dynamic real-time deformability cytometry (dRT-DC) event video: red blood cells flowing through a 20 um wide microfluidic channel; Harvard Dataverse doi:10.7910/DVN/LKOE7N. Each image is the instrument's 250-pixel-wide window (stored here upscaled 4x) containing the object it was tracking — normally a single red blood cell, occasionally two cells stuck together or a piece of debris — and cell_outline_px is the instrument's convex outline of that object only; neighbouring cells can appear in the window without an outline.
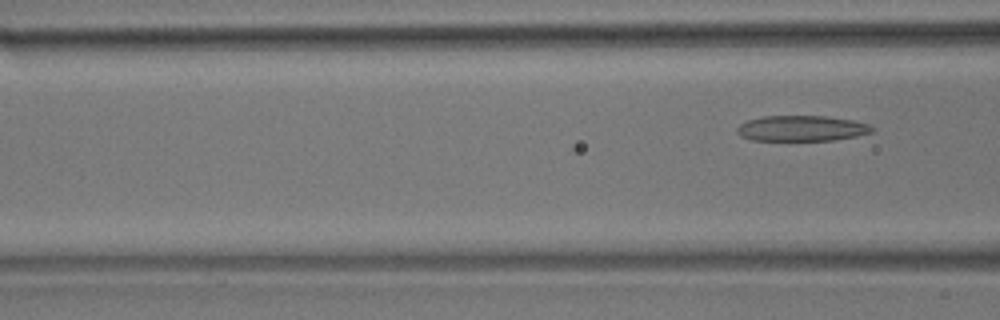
{"species": "common noctule bat (a hibernating species)", "species_latin": "Nyctalus noctula", "temperature_condition": "room temperature", "stored_images_in_passage": 19, "camera_frame_rate_fps": 3000, "um_per_image_px": 0.085, "animal": {"sex": "male", "body_mass_g": 17.9}, "frame": {"image": 1, "passage_image": 19, "time_ms": 6.0, "image_size_px": [1000, 320], "cell_outline_px": [[876, 128], [872, 132], [856, 136], [832, 140], [752, 140], [740, 136], [736, 132], [736, 128], [740, 124], [748, 120], [764, 116], [824, 116], [852, 120], [868, 124]], "centroid_in_image_um": [68.13, 10.91], "position_along_channel_um": 98.5, "area_um2": 20.06}}